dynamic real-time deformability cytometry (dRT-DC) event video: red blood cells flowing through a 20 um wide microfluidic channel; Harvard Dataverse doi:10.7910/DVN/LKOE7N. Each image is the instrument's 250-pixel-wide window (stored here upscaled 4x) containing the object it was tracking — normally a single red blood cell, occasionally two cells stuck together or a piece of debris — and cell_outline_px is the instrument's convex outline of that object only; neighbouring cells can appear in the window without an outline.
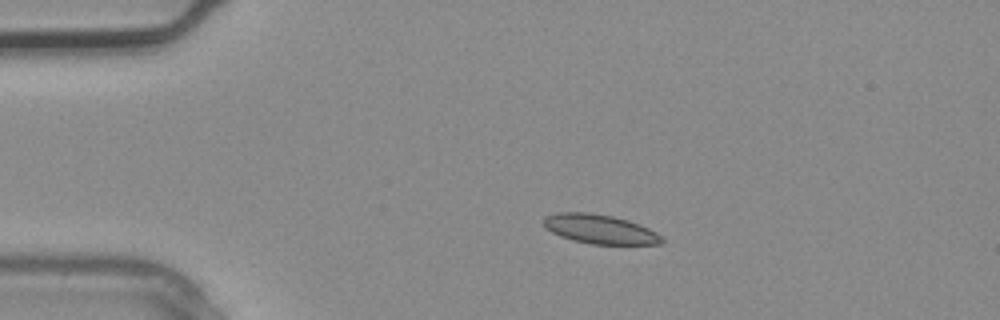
{"species": "common noctule bat (a hibernating species)", "species_latin": "Nyctalus noctula", "temperature_condition": "warm", "stored_images_in_passage": 2, "camera_frame_rate_fps": 3000, "um_per_image_px": 0.085, "animal": {"sex": "male", "body_mass_g": 20.4}, "frame": {"image": 1, "passage_image": 1, "time_ms": 0.0, "image_size_px": [1000, 320], "cell_outline_px": [[664, 240], [660, 244], [592, 244], [572, 240], [560, 236], [544, 228], [544, 216], [556, 212], [588, 212], [612, 216], [628, 220], [640, 224], [656, 232]], "centroid_in_image_um": [50.95, 19.47], "position_along_channel_um": 34.0, "area_um2": 20.17}}